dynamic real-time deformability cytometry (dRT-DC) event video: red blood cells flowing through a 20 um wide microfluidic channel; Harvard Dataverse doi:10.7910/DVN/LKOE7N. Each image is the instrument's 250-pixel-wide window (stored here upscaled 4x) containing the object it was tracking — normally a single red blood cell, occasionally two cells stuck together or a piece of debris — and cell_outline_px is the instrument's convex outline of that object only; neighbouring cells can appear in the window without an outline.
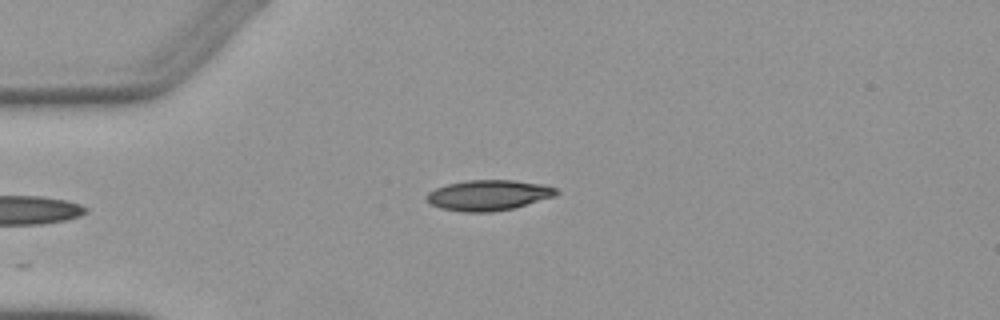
{"species": "Egyptian fruit bat (a non-hibernating species)", "species_latin": "Rousettus aegyptiacus", "temperature_condition": "warm", "stored_images_in_passage": 5, "camera_frame_rate_fps": 3000, "um_per_image_px": 0.085, "animal": {"sex": "female"}, "frame": {"image": 1, "passage_image": 5, "time_ms": 4.667, "image_size_px": [1000, 320], "cell_outline_px": [[560, 192], [556, 196], [512, 208], [492, 212], [460, 212], [440, 208], [432, 204], [424, 196], [428, 192], [436, 188], [448, 184], [464, 180], [512, 180], [540, 184], [556, 188]], "centroid_in_image_um": [41.5, 16.59], "position_along_channel_um": 43.5, "area_um2": 23.0}}